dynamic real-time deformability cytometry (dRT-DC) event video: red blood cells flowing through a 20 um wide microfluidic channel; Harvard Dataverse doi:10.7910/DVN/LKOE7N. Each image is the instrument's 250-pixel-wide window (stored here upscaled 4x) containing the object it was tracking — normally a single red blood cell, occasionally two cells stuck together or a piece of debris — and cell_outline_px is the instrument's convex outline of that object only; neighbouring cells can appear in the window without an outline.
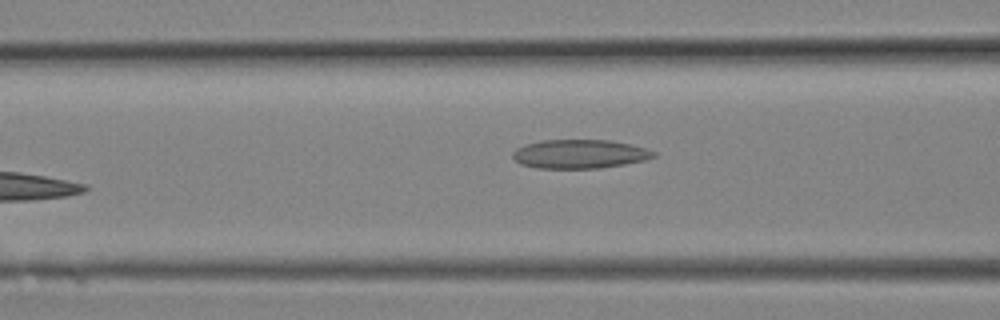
{"species": "Egyptian fruit bat (a non-hibernating species)", "species_latin": "Rousettus aegyptiacus", "temperature_condition": "room temperature", "stored_images_in_passage": 8, "segment_of_instrument_passage": [2, 2], "camera_frame_rate_fps": 3000, "um_per_image_px": 0.085, "animal": {"sex": "female"}, "frame": {"image": 1, "passage_image": 8, "time_ms": 2.333, "image_size_px": [1000, 320], "cell_outline_px": [[656, 156], [644, 160], [624, 164], [600, 168], [536, 168], [520, 164], [512, 156], [512, 152], [516, 148], [524, 144], [540, 140], [608, 140], [628, 144], [644, 148], [656, 152]], "centroid_in_image_um": [49.22, 13.09], "position_along_channel_um": 117.4, "area_um2": 23.64}}